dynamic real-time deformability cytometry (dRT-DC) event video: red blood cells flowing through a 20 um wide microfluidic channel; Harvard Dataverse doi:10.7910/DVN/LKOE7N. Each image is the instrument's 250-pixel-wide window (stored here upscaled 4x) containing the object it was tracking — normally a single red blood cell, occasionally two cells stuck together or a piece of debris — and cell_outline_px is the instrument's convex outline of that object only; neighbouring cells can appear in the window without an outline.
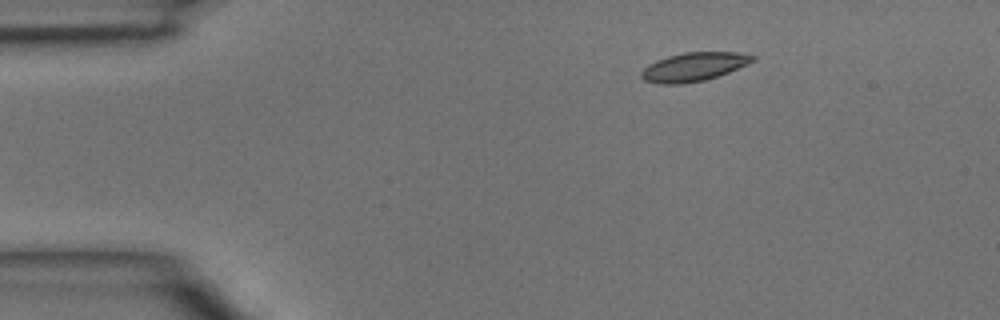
{"species": "common noctule bat (a hibernating species)", "species_latin": "Nyctalus noctula", "temperature_condition": "room temperature", "stored_images_in_passage": 3, "camera_frame_rate_fps": 3000, "um_per_image_px": 0.085, "animal": {"sex": "male", "body_mass_g": 15.6}, "frame": {"image": 1, "passage_image": 1, "time_ms": 0.0, "image_size_px": [1000, 320], "cell_outline_px": [[756, 60], [728, 72], [704, 80], [680, 84], [656, 84], [644, 80], [640, 76], [640, 72], [648, 64], [656, 60], [668, 56], [684, 52], [736, 52], [756, 56]], "centroid_in_image_um": [58.93, 5.68], "position_along_channel_um": 26.1, "area_um2": 18.55}}
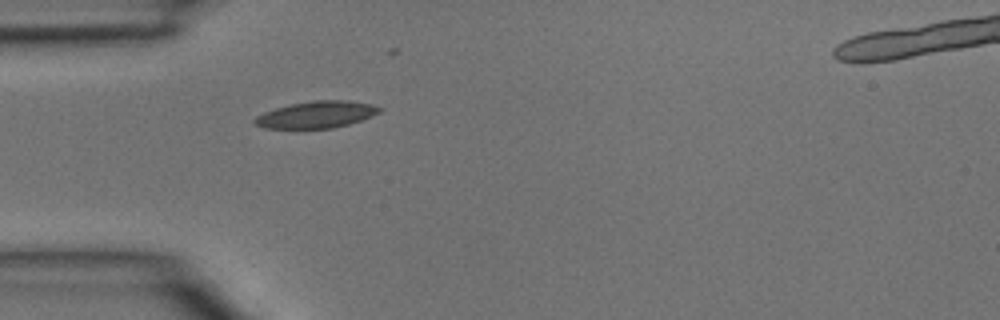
{"frame": {"image": 2, "passage_image": 3, "time_ms": 0.667, "image_size_px": [1000, 320], "cell_outline_px": [[384, 108], [380, 112], [372, 116], [348, 124], [332, 128], [264, 128], [252, 124], [252, 120], [256, 116], [264, 112], [276, 108], [292, 104], [312, 100], [348, 100], [372, 104]], "centroid_in_image_um": [26.89, 9.74], "position_along_channel_um": 58.1, "area_um2": 19.54}}